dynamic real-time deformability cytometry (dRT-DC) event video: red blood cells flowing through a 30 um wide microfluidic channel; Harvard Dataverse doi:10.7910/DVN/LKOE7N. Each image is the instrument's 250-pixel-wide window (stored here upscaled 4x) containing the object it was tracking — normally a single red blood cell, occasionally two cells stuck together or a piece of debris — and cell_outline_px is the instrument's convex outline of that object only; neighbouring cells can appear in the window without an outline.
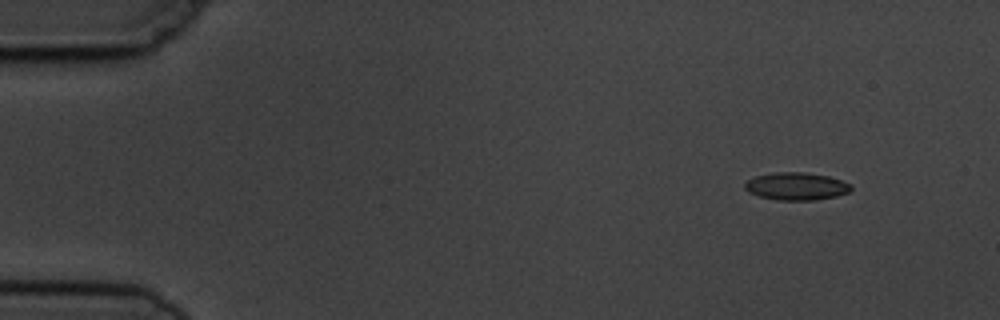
{"species": "common noctule bat (a hibernating species)", "species_latin": "Nyctalus noctula", "temperature_condition": "cold", "stored_images_in_passage": 6, "camera_frame_rate_fps": 3000, "um_per_image_px": 0.085, "animal": {"sex": "male", "body_mass_g": 19.5, "forearm_length_mm": 54.6}, "frame": {"image": 1, "passage_image": 2, "time_ms": 1.333, "image_size_px": [1000, 320], "cell_outline_px": [[852, 188], [848, 192], [836, 196], [816, 200], [776, 200], [760, 196], [748, 192], [744, 188], [744, 184], [748, 180], [756, 176], [776, 172], [804, 172], [828, 176], [852, 184]], "centroid_in_image_um": [67.69, 15.83], "position_along_channel_um": 17.3, "area_um2": 17.05}}
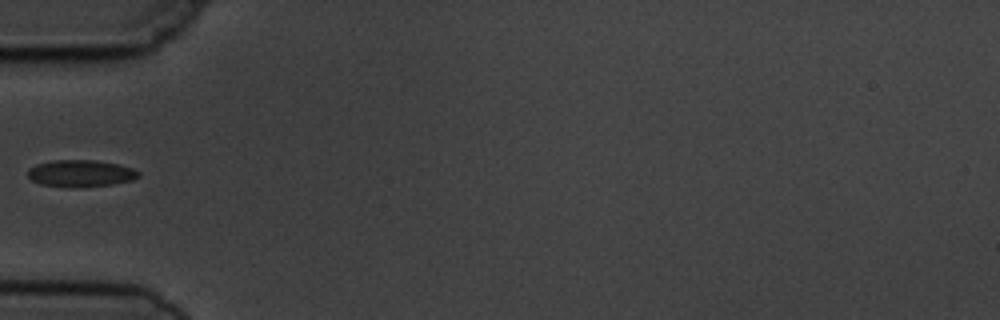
{"frame": {"image": 2, "passage_image": 5, "time_ms": 5.667, "image_size_px": [1000, 320], "cell_outline_px": [[140, 176], [132, 180], [112, 184], [80, 188], [72, 188], [40, 184], [32, 180], [28, 176], [28, 168], [36, 164], [52, 160], [96, 160], [120, 164], [132, 168], [140, 172]], "centroid_in_image_um": [6.86, 14.74], "position_along_channel_um": 78.1, "area_um2": 17.63}}
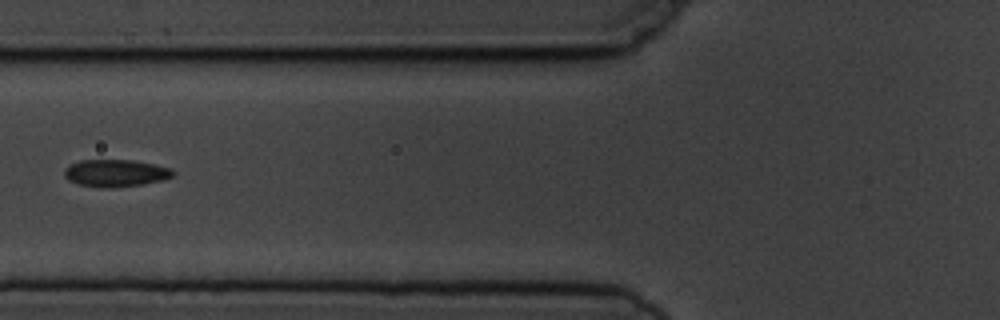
{"frame": {"image": 3, "passage_image": 6, "time_ms": 6.667, "image_size_px": [1000, 320], "cell_outline_px": [[176, 172], [172, 176], [164, 180], [144, 184], [112, 188], [100, 188], [76, 184], [68, 180], [64, 176], [64, 168], [68, 164], [80, 160], [132, 160], [172, 168]], "centroid_in_image_um": [9.79, 14.72], "position_along_channel_um": 116.0, "area_um2": 17.57}}